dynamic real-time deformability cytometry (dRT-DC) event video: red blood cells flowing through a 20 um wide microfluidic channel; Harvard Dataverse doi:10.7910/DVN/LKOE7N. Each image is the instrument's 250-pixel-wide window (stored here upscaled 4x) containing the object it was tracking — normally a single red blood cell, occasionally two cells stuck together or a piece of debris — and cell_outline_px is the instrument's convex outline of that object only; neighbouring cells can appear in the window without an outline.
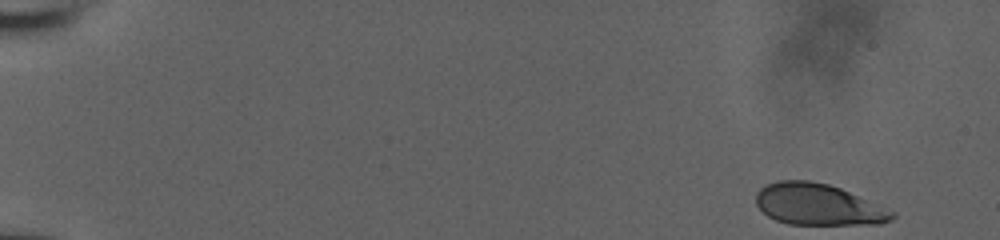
{"species": "human", "species_latin": "Homo sapiens", "temperature_condition": "room temperature", "stored_images_in_passage": 17, "camera_frame_rate_fps": 3000, "um_per_image_px": 0.085, "donor": {"sex": "male"}, "frame": {"image": 1, "passage_image": 1, "time_ms": 0.0, "image_size_px": [1000, 240], "cell_outline_px": [[896, 216], [892, 220], [880, 224], [788, 224], [776, 220], [768, 216], [756, 204], [756, 192], [764, 184], [780, 180], [808, 180], [828, 184], [840, 188], [896, 212]], "centroid_in_image_um": [69.53, 17.38], "position_along_channel_um": 15.5, "area_um2": 32.83}}
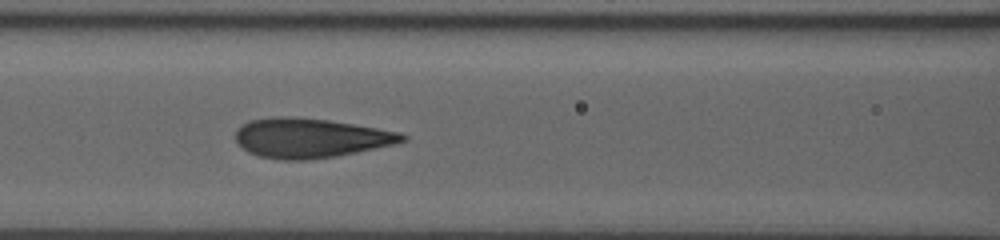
{"frame": {"image": 2, "passage_image": 15, "time_ms": 4.667, "image_size_px": [1000, 240], "cell_outline_px": [[408, 140], [396, 144], [336, 156], [308, 160], [284, 160], [260, 156], [248, 152], [236, 140], [236, 132], [240, 124], [248, 120], [276, 116], [288, 116], [328, 120], [376, 128], [396, 132], [408, 136]], "centroid_in_image_um": [26.36, 11.72], "position_along_channel_um": 140.2, "area_um2": 38.26}}
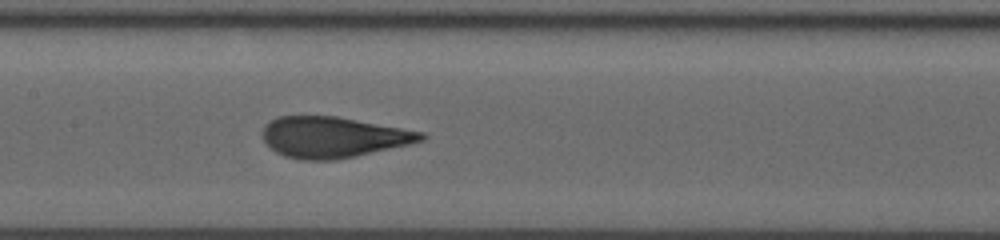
{"frame": {"image": 3, "passage_image": 17, "time_ms": 5.333, "image_size_px": [1000, 240], "cell_outline_px": [[428, 136], [424, 140], [408, 144], [356, 156], [336, 160], [300, 160], [284, 156], [276, 152], [264, 140], [264, 124], [268, 120], [276, 116], [336, 116], [424, 132]], "centroid_in_image_um": [28.3, 11.65], "position_along_channel_um": 179.1, "area_um2": 37.69}}